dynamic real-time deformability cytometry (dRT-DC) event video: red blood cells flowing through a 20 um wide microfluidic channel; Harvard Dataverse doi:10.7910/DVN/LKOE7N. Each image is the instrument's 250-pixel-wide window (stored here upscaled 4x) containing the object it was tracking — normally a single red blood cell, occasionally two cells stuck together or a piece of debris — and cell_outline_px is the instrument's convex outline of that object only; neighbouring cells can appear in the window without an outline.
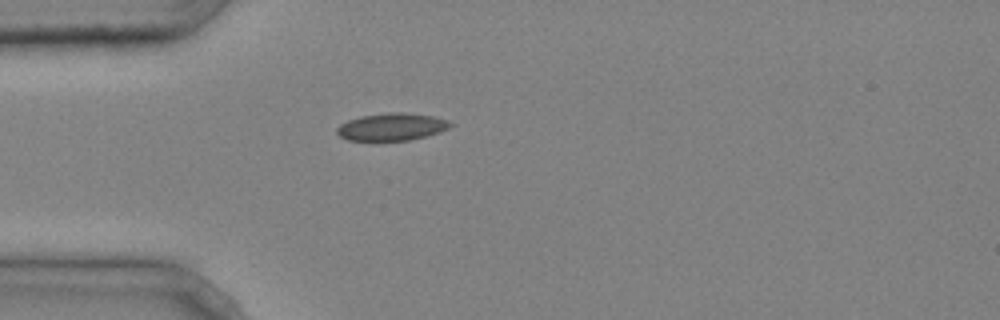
{"species": "common noctule bat (a hibernating species)", "species_latin": "Nyctalus noctula", "temperature_condition": "cold", "stored_images_in_passage": 1, "camera_frame_rate_fps": 3000, "um_per_image_px": 0.085, "animal": {"sex": "male", "body_mass_g": 20.4}, "frame": {"image": 1, "passage_image": 1, "time_ms": 0.0, "image_size_px": [1000, 320], "cell_outline_px": [[452, 124], [448, 128], [440, 132], [408, 140], [348, 140], [340, 136], [336, 132], [336, 128], [340, 124], [348, 120], [360, 116], [388, 112], [404, 112], [432, 116], [448, 120]], "centroid_in_image_um": [33.27, 10.77], "position_along_channel_um": 51.7, "area_um2": 17.98}}